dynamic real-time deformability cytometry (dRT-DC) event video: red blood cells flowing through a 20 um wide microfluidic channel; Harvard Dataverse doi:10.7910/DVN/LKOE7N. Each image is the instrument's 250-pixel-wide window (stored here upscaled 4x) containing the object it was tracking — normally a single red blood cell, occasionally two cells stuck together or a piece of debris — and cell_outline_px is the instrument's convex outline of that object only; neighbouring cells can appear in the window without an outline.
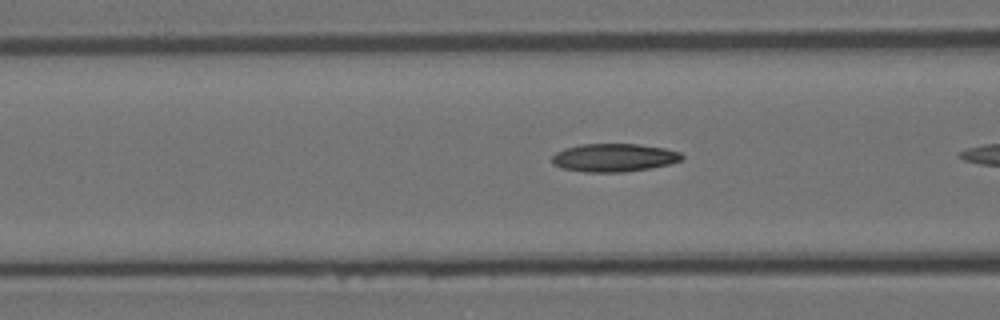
{"species": "Egyptian fruit bat (a non-hibernating species)", "species_latin": "Rousettus aegyptiacus", "temperature_condition": "room temperature", "stored_images_in_passage": 6, "camera_frame_rate_fps": 3000, "um_per_image_px": 0.085, "animal": {"sex": "female"}, "frame": {"image": 1, "passage_image": 5, "time_ms": 1.333, "image_size_px": [1000, 320], "cell_outline_px": [[684, 156], [680, 160], [668, 164], [648, 168], [624, 172], [584, 172], [560, 168], [552, 164], [552, 156], [556, 152], [564, 148], [580, 144], [640, 144], [664, 148], [680, 152]], "centroid_in_image_um": [52.14, 13.4], "position_along_channel_um": 114.5, "area_um2": 21.33}}